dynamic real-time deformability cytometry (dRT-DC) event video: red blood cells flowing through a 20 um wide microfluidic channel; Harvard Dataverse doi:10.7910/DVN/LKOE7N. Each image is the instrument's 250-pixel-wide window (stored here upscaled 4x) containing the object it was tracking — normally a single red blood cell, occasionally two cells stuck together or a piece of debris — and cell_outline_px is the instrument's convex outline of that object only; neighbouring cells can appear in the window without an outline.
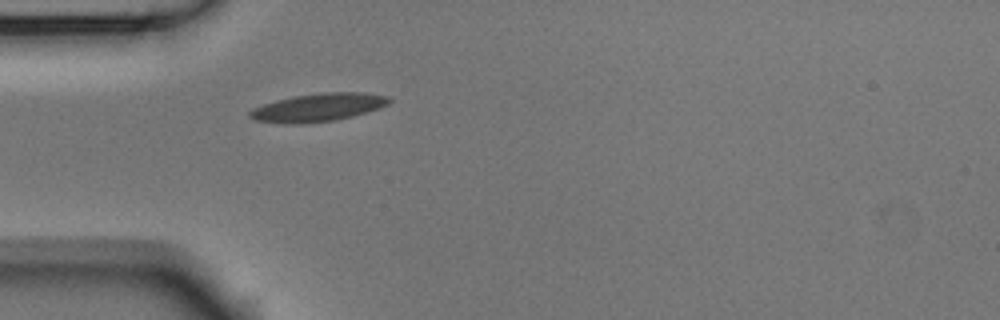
{"species": "Egyptian fruit bat (a non-hibernating species)", "species_latin": "Rousettus aegyptiacus", "temperature_condition": "room temperature", "stored_images_in_passage": 4, "camera_frame_rate_fps": 3000, "um_per_image_px": 0.085, "animal": {"sex": "male"}, "frame": {"image": 1, "passage_image": 4, "time_ms": 1.0, "image_size_px": [1000, 320], "cell_outline_px": [[392, 100], [388, 104], [380, 108], [352, 116], [332, 120], [300, 124], [292, 124], [256, 120], [248, 116], [248, 112], [252, 108], [276, 100], [296, 96], [320, 92], [364, 92], [388, 96]], "centroid_in_image_um": [27.06, 9.12], "position_along_channel_um": 57.9, "area_um2": 22.66}}